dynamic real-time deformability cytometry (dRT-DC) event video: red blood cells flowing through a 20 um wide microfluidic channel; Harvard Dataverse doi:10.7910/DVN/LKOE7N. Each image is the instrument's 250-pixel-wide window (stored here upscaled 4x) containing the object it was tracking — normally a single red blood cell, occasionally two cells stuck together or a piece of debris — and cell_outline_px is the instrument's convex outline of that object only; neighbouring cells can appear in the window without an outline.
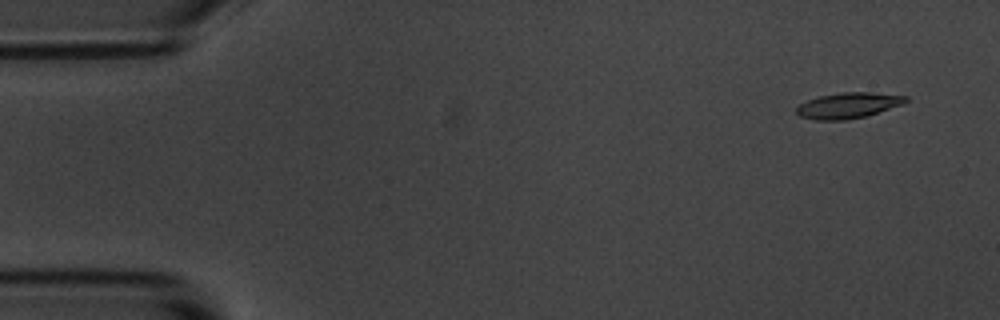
{"species": "common noctule bat (a hibernating species)", "species_latin": "Nyctalus noctula", "temperature_condition": "room temperature", "stored_images_in_passage": 5, "camera_frame_rate_fps": 3000, "um_per_image_px": 0.085, "animal": {"sex": "male", "body_mass_g": 20.1, "forearm_length_mm": 53.5}, "frame": {"image": 1, "passage_image": 1, "time_ms": 0.0, "image_size_px": [1000, 320], "cell_outline_px": [[908, 100], [904, 104], [864, 116], [844, 120], [816, 120], [800, 116], [796, 112], [796, 108], [800, 104], [808, 100], [820, 96], [840, 92], [872, 92], [908, 96]], "centroid_in_image_um": [72.11, 8.95], "position_along_channel_um": 12.9, "area_um2": 16.24}}
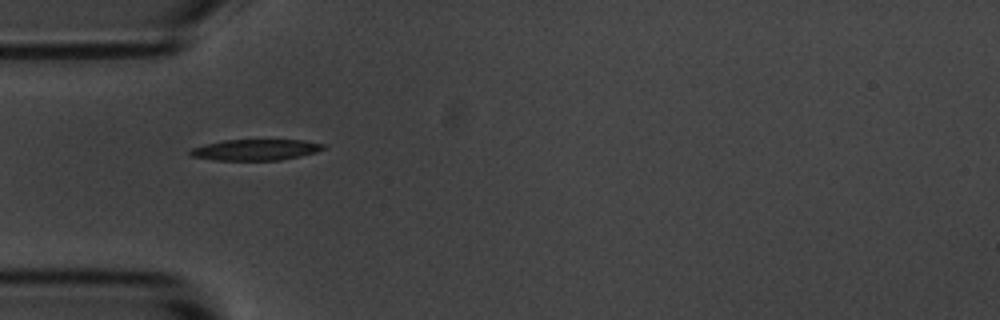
{"frame": {"image": 2, "passage_image": 4, "time_ms": 4.333, "image_size_px": [1000, 320], "cell_outline_px": [[328, 148], [316, 152], [300, 156], [280, 160], [216, 160], [192, 156], [188, 152], [192, 148], [204, 144], [224, 140], [304, 140], [324, 144]], "centroid_in_image_um": [21.76, 12.73], "position_along_channel_um": 63.2, "area_um2": 16.3}}